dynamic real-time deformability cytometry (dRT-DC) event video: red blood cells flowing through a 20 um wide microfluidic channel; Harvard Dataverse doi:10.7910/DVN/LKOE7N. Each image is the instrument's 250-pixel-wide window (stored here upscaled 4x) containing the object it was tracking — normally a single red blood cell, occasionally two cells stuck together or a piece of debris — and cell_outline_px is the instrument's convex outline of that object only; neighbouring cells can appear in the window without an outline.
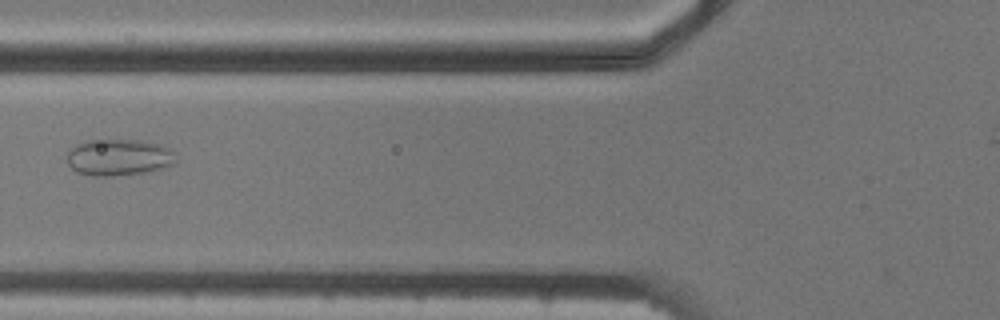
{"species": "common noctule bat (a hibernating species)", "species_latin": "Nyctalus noctula", "temperature_condition": "cold", "stored_images_in_passage": 6, "camera_frame_rate_fps": 3000, "um_per_image_px": 0.085, "animal": {"sex": "male", "body_mass_g": 20.5, "forearm_length_mm": 52.5}, "frame": {"image": 1, "passage_image": 6, "time_ms": 5.667, "image_size_px": [1000, 320], "cell_outline_px": [[176, 164], [164, 168], [148, 172], [112, 176], [92, 176], [76, 172], [64, 160], [68, 152], [76, 144], [84, 140], [140, 140], [160, 144], [176, 152]], "centroid_in_image_um": [10.1, 13.38], "position_along_channel_um": 115.7, "area_um2": 23.7}}